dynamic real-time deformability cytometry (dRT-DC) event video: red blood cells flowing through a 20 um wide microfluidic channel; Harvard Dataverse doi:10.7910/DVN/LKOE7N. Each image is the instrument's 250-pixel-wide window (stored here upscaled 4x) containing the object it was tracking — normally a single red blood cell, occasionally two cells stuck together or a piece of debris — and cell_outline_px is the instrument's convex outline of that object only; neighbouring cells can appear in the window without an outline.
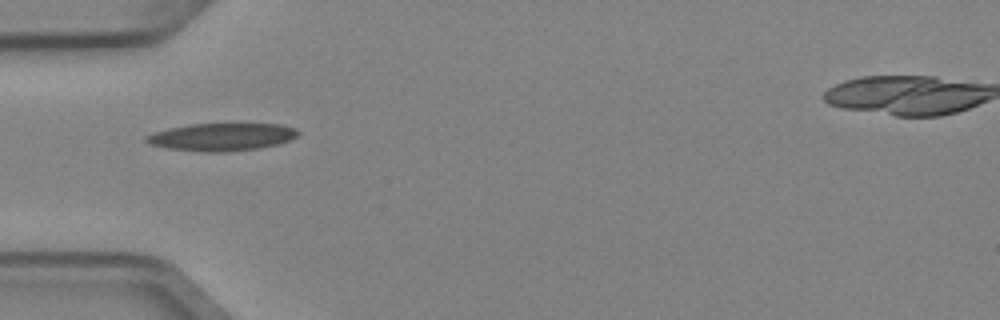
{"species": "Egyptian fruit bat (a non-hibernating species)", "species_latin": "Rousettus aegyptiacus", "temperature_condition": "cold", "stored_images_in_passage": 7, "camera_frame_rate_fps": 3000, "um_per_image_px": 0.085, "animal": {"sex": "female"}, "frame": {"image": 1, "passage_image": 4, "time_ms": 1.0, "image_size_px": [1000, 320], "cell_outline_px": [[300, 132], [296, 136], [288, 140], [276, 144], [256, 148], [224, 152], [204, 152], [168, 148], [148, 144], [144, 140], [144, 136], [152, 132], [168, 128], [192, 124], [280, 124], [296, 128]], "centroid_in_image_um": [18.78, 11.63], "position_along_channel_um": 66.2, "area_um2": 24.33}}
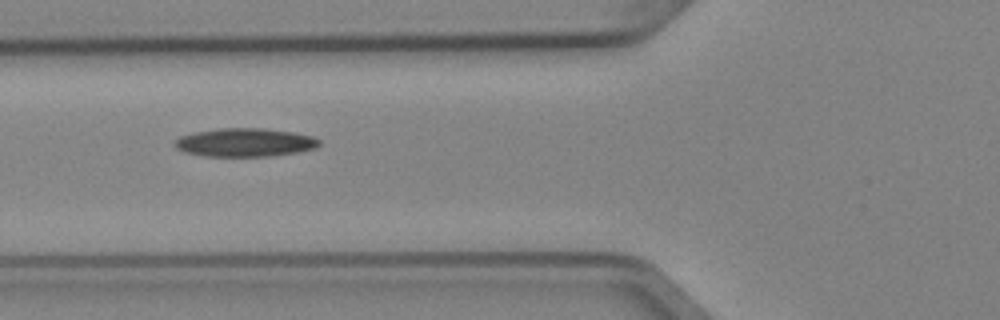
{"frame": {"image": 2, "passage_image": 5, "time_ms": 1.333, "image_size_px": [1000, 320], "cell_outline_px": [[320, 144], [316, 148], [296, 152], [272, 156], [204, 156], [184, 152], [176, 148], [172, 144], [180, 136], [196, 132], [220, 128], [264, 128], [292, 132], [312, 136], [320, 140]], "centroid_in_image_um": [20.81, 12.11], "position_along_channel_um": 105.0, "area_um2": 23.93}}
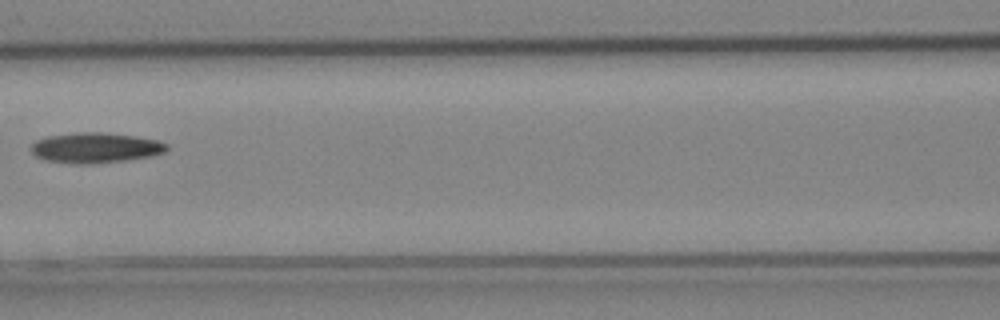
{"frame": {"image": 3, "passage_image": 6, "time_ms": 1.667, "image_size_px": [1000, 320], "cell_outline_px": [[168, 148], [164, 152], [152, 156], [124, 160], [88, 164], [72, 164], [44, 160], [36, 156], [32, 152], [32, 144], [36, 140], [48, 136], [76, 132], [104, 132], [132, 136], [156, 140], [168, 144]], "centroid_in_image_um": [8.09, 12.56], "position_along_channel_um": 158.5, "area_um2": 23.87}}